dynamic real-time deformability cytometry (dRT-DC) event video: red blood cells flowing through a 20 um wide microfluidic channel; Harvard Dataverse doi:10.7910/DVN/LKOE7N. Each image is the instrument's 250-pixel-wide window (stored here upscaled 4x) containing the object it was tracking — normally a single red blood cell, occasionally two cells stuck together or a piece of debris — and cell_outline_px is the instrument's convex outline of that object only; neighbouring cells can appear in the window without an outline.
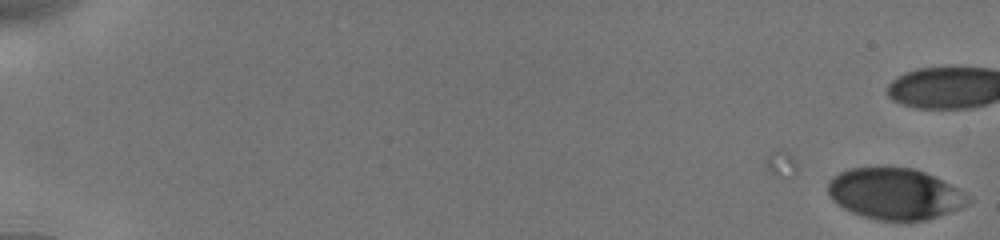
{"species": "human", "species_latin": "Homo sapiens", "temperature_condition": "cold", "stored_images_in_passage": 16, "camera_frame_rate_fps": 3000, "um_per_image_px": 0.085, "donor": {"sex": "male"}, "frame": {"image": 1, "passage_image": 16, "time_ms": 3.0, "image_size_px": [1000, 240], "cell_outline_px": [[972, 200], [968, 204], [960, 208], [924, 220], [880, 220], [860, 216], [844, 208], [832, 200], [828, 192], [828, 180], [832, 176], [848, 168], [876, 164], [884, 164], [912, 168], [924, 172], [964, 192]], "centroid_in_image_um": [75.99, 16.42], "position_along_channel_um": 9.0, "area_um2": 42.37}}